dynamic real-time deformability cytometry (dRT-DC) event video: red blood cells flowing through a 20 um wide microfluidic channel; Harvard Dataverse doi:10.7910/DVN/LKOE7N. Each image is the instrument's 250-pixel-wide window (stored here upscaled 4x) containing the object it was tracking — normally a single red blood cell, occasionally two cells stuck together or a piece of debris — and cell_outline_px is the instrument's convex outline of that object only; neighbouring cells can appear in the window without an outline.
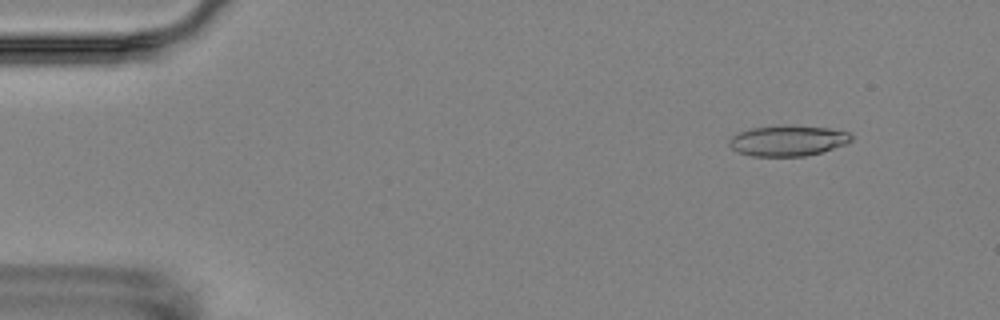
{"species": "Egyptian fruit bat (a non-hibernating species)", "species_latin": "Rousettus aegyptiacus", "temperature_condition": "room temperature", "stored_images_in_passage": 3, "camera_frame_rate_fps": 3000, "um_per_image_px": 0.085, "animal": {"sex": "female"}, "frame": {"image": 1, "passage_image": 1, "time_ms": 0.0, "image_size_px": [1000, 320], "cell_outline_px": [[852, 140], [848, 144], [820, 152], [804, 156], [752, 156], [740, 152], [732, 148], [728, 144], [728, 140], [732, 136], [740, 132], [752, 128], [784, 124], [828, 128], [848, 132], [852, 136]], "centroid_in_image_um": [66.98, 11.94], "position_along_channel_um": 18.0, "area_um2": 21.85}}